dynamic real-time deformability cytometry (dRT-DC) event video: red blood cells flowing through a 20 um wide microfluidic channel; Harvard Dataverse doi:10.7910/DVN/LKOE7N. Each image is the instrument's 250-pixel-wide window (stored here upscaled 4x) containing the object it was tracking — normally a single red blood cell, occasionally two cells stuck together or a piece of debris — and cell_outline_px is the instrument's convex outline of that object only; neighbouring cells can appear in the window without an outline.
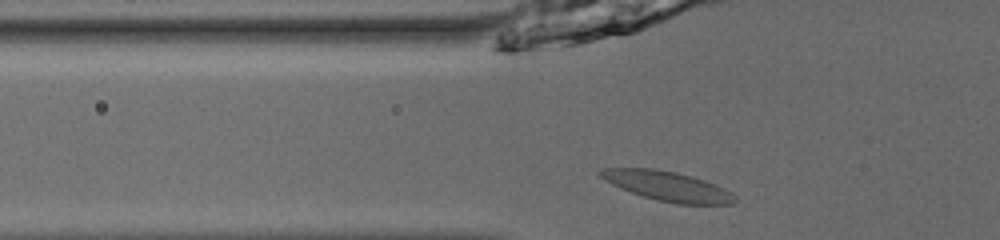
{"species": "common noctule bat (a hibernating species)", "species_latin": "Nyctalus noctula", "temperature_condition": "room temperature", "stored_images_in_passage": 35, "camera_frame_rate_fps": 3000, "um_per_image_px": 0.085, "animal": {"sex": "male", "body_mass_g": 13.0, "forearm_length_mm": 53.1}, "frame": {"image": 1, "passage_image": 2, "time_ms": 0.333, "image_size_px": [1000, 240], "cell_outline_px": [[736, 200], [732, 204], [676, 204], [656, 200], [620, 188], [604, 180], [596, 172], [604, 168], [656, 168], [676, 172], [692, 176], [716, 184], [732, 192], [736, 196]], "centroid_in_image_um": [56.75, 15.81], "position_along_channel_um": 69.1, "area_um2": 23.29}}
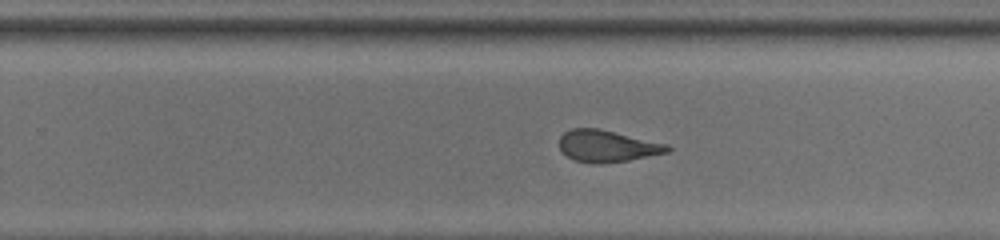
{"frame": {"image": 2, "passage_image": 18, "time_ms": 5.667, "image_size_px": [1000, 240], "cell_outline_px": [[672, 148], [668, 152], [628, 160], [600, 164], [592, 164], [576, 160], [560, 152], [560, 136], [564, 132], [572, 128], [600, 128], [668, 144]], "centroid_in_image_um": [51.6, 12.41], "position_along_channel_um": 278.2, "area_um2": 20.11}}
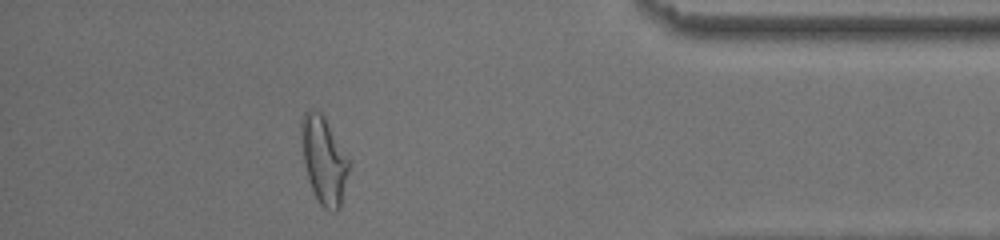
{"frame": {"image": 3, "passage_image": 30, "time_ms": 9.667, "image_size_px": [1000, 240], "cell_outline_px": [[348, 172], [340, 208], [336, 212], [328, 212], [320, 204], [312, 188], [304, 164], [300, 132], [300, 120], [304, 112], [308, 108], [312, 108], [320, 112], [324, 116], [348, 160]], "centroid_in_image_um": [27.49, 13.59], "position_along_channel_um": 407.7, "area_um2": 23.87}, "authors_computed_cell_mechanics": {"area_um2": 20.9236, "velocity_mm_per_s": 3.9534, "shape_relaxation_time_tau1_ms": 4.3207, "shape_relaxation_time_tau2_ms": 1.4891, "deformation_change_tau1": 0.1815, "deformation_change_tau2": 0.0798}}